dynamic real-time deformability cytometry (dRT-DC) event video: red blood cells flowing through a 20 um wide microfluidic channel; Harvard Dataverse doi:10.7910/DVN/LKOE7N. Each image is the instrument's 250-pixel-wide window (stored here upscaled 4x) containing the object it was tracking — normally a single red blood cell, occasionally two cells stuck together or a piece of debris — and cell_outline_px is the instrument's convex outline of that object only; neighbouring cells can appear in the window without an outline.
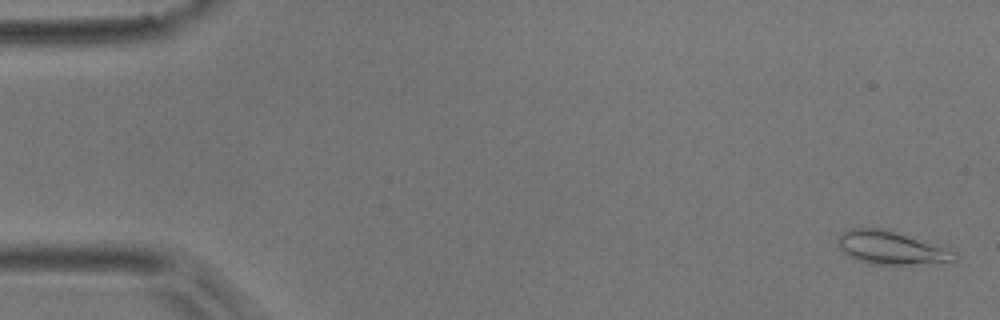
{"species": "common noctule bat (a hibernating species)", "species_latin": "Nyctalus noctula", "temperature_condition": "room temperature", "stored_images_in_passage": 5, "camera_frame_rate_fps": 3000, "um_per_image_px": 0.085, "animal": {"sex": "male", "body_mass_g": 17.9}, "frame": {"image": 1, "passage_image": 1, "time_ms": 0.0, "image_size_px": [1000, 320], "cell_outline_px": [[956, 260], [952, 264], [872, 264], [856, 260], [848, 256], [836, 244], [836, 240], [840, 232], [852, 228], [880, 228], [944, 248], [956, 252]], "centroid_in_image_um": [75.71, 21.1], "position_along_channel_um": 9.3, "area_um2": 22.43}}